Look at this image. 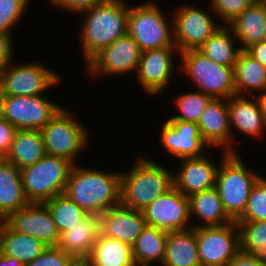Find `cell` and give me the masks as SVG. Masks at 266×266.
<instances>
[{
    "instance_id": "obj_2",
    "label": "cell",
    "mask_w": 266,
    "mask_h": 266,
    "mask_svg": "<svg viewBox=\"0 0 266 266\" xmlns=\"http://www.w3.org/2000/svg\"><path fill=\"white\" fill-rule=\"evenodd\" d=\"M124 0H103L85 10L80 39L82 53L88 63L102 49L127 34L129 6Z\"/></svg>"
},
{
    "instance_id": "obj_14",
    "label": "cell",
    "mask_w": 266,
    "mask_h": 266,
    "mask_svg": "<svg viewBox=\"0 0 266 266\" xmlns=\"http://www.w3.org/2000/svg\"><path fill=\"white\" fill-rule=\"evenodd\" d=\"M141 50L133 38L126 34L102 49L88 63V72L92 74H122L133 70L137 72Z\"/></svg>"
},
{
    "instance_id": "obj_44",
    "label": "cell",
    "mask_w": 266,
    "mask_h": 266,
    "mask_svg": "<svg viewBox=\"0 0 266 266\" xmlns=\"http://www.w3.org/2000/svg\"><path fill=\"white\" fill-rule=\"evenodd\" d=\"M226 266H266L248 253L240 251Z\"/></svg>"
},
{
    "instance_id": "obj_3",
    "label": "cell",
    "mask_w": 266,
    "mask_h": 266,
    "mask_svg": "<svg viewBox=\"0 0 266 266\" xmlns=\"http://www.w3.org/2000/svg\"><path fill=\"white\" fill-rule=\"evenodd\" d=\"M137 159L129 173H121V204L141 211L174 186V174L151 159Z\"/></svg>"
},
{
    "instance_id": "obj_32",
    "label": "cell",
    "mask_w": 266,
    "mask_h": 266,
    "mask_svg": "<svg viewBox=\"0 0 266 266\" xmlns=\"http://www.w3.org/2000/svg\"><path fill=\"white\" fill-rule=\"evenodd\" d=\"M225 24L222 25L211 37H209L198 50L208 59L229 67L234 68L239 54L243 51L241 47L234 48V34ZM233 37V38H232ZM233 39V40H232Z\"/></svg>"
},
{
    "instance_id": "obj_28",
    "label": "cell",
    "mask_w": 266,
    "mask_h": 266,
    "mask_svg": "<svg viewBox=\"0 0 266 266\" xmlns=\"http://www.w3.org/2000/svg\"><path fill=\"white\" fill-rule=\"evenodd\" d=\"M47 247L30 235L14 231L8 224L0 230V252L18 259L24 265L36 259Z\"/></svg>"
},
{
    "instance_id": "obj_24",
    "label": "cell",
    "mask_w": 266,
    "mask_h": 266,
    "mask_svg": "<svg viewBox=\"0 0 266 266\" xmlns=\"http://www.w3.org/2000/svg\"><path fill=\"white\" fill-rule=\"evenodd\" d=\"M162 266H201L196 228L168 232Z\"/></svg>"
},
{
    "instance_id": "obj_31",
    "label": "cell",
    "mask_w": 266,
    "mask_h": 266,
    "mask_svg": "<svg viewBox=\"0 0 266 266\" xmlns=\"http://www.w3.org/2000/svg\"><path fill=\"white\" fill-rule=\"evenodd\" d=\"M167 234L168 232L146 225L132 246L135 266H149L152 261H158L162 265Z\"/></svg>"
},
{
    "instance_id": "obj_23",
    "label": "cell",
    "mask_w": 266,
    "mask_h": 266,
    "mask_svg": "<svg viewBox=\"0 0 266 266\" xmlns=\"http://www.w3.org/2000/svg\"><path fill=\"white\" fill-rule=\"evenodd\" d=\"M228 27L235 38L239 39L242 50L266 40V0H256Z\"/></svg>"
},
{
    "instance_id": "obj_17",
    "label": "cell",
    "mask_w": 266,
    "mask_h": 266,
    "mask_svg": "<svg viewBox=\"0 0 266 266\" xmlns=\"http://www.w3.org/2000/svg\"><path fill=\"white\" fill-rule=\"evenodd\" d=\"M177 46L152 49L141 52L137 76L142 88L150 95H158L165 90L173 70V53Z\"/></svg>"
},
{
    "instance_id": "obj_1",
    "label": "cell",
    "mask_w": 266,
    "mask_h": 266,
    "mask_svg": "<svg viewBox=\"0 0 266 266\" xmlns=\"http://www.w3.org/2000/svg\"><path fill=\"white\" fill-rule=\"evenodd\" d=\"M64 194L88 214L101 215L121 204V174L74 164Z\"/></svg>"
},
{
    "instance_id": "obj_40",
    "label": "cell",
    "mask_w": 266,
    "mask_h": 266,
    "mask_svg": "<svg viewBox=\"0 0 266 266\" xmlns=\"http://www.w3.org/2000/svg\"><path fill=\"white\" fill-rule=\"evenodd\" d=\"M16 128L0 115V159L8 155Z\"/></svg>"
},
{
    "instance_id": "obj_5",
    "label": "cell",
    "mask_w": 266,
    "mask_h": 266,
    "mask_svg": "<svg viewBox=\"0 0 266 266\" xmlns=\"http://www.w3.org/2000/svg\"><path fill=\"white\" fill-rule=\"evenodd\" d=\"M73 163L46 154L32 166L20 170L24 194L29 203H45L64 193Z\"/></svg>"
},
{
    "instance_id": "obj_36",
    "label": "cell",
    "mask_w": 266,
    "mask_h": 266,
    "mask_svg": "<svg viewBox=\"0 0 266 266\" xmlns=\"http://www.w3.org/2000/svg\"><path fill=\"white\" fill-rule=\"evenodd\" d=\"M266 220V178L260 177L252 187L244 213L236 221Z\"/></svg>"
},
{
    "instance_id": "obj_33",
    "label": "cell",
    "mask_w": 266,
    "mask_h": 266,
    "mask_svg": "<svg viewBox=\"0 0 266 266\" xmlns=\"http://www.w3.org/2000/svg\"><path fill=\"white\" fill-rule=\"evenodd\" d=\"M236 222L240 233V251L266 265V220Z\"/></svg>"
},
{
    "instance_id": "obj_18",
    "label": "cell",
    "mask_w": 266,
    "mask_h": 266,
    "mask_svg": "<svg viewBox=\"0 0 266 266\" xmlns=\"http://www.w3.org/2000/svg\"><path fill=\"white\" fill-rule=\"evenodd\" d=\"M197 124L202 138L209 147L221 145L222 150L236 153L234 148L230 147L234 135L230 127L228 99L213 98L203 110Z\"/></svg>"
},
{
    "instance_id": "obj_41",
    "label": "cell",
    "mask_w": 266,
    "mask_h": 266,
    "mask_svg": "<svg viewBox=\"0 0 266 266\" xmlns=\"http://www.w3.org/2000/svg\"><path fill=\"white\" fill-rule=\"evenodd\" d=\"M52 5L75 13H82L85 10L96 6L103 0H50Z\"/></svg>"
},
{
    "instance_id": "obj_43",
    "label": "cell",
    "mask_w": 266,
    "mask_h": 266,
    "mask_svg": "<svg viewBox=\"0 0 266 266\" xmlns=\"http://www.w3.org/2000/svg\"><path fill=\"white\" fill-rule=\"evenodd\" d=\"M253 59L266 67V40L255 43L244 50Z\"/></svg>"
},
{
    "instance_id": "obj_19",
    "label": "cell",
    "mask_w": 266,
    "mask_h": 266,
    "mask_svg": "<svg viewBox=\"0 0 266 266\" xmlns=\"http://www.w3.org/2000/svg\"><path fill=\"white\" fill-rule=\"evenodd\" d=\"M99 220L100 234L120 240L131 247L147 225L142 211L122 204L99 215Z\"/></svg>"
},
{
    "instance_id": "obj_37",
    "label": "cell",
    "mask_w": 266,
    "mask_h": 266,
    "mask_svg": "<svg viewBox=\"0 0 266 266\" xmlns=\"http://www.w3.org/2000/svg\"><path fill=\"white\" fill-rule=\"evenodd\" d=\"M29 0H0V32L11 34V28L23 17Z\"/></svg>"
},
{
    "instance_id": "obj_46",
    "label": "cell",
    "mask_w": 266,
    "mask_h": 266,
    "mask_svg": "<svg viewBox=\"0 0 266 266\" xmlns=\"http://www.w3.org/2000/svg\"><path fill=\"white\" fill-rule=\"evenodd\" d=\"M66 266H91L88 258H76L72 257Z\"/></svg>"
},
{
    "instance_id": "obj_12",
    "label": "cell",
    "mask_w": 266,
    "mask_h": 266,
    "mask_svg": "<svg viewBox=\"0 0 266 266\" xmlns=\"http://www.w3.org/2000/svg\"><path fill=\"white\" fill-rule=\"evenodd\" d=\"M141 211L148 226L165 232L192 228L187 224L191 220L189 198L174 186Z\"/></svg>"
},
{
    "instance_id": "obj_26",
    "label": "cell",
    "mask_w": 266,
    "mask_h": 266,
    "mask_svg": "<svg viewBox=\"0 0 266 266\" xmlns=\"http://www.w3.org/2000/svg\"><path fill=\"white\" fill-rule=\"evenodd\" d=\"M46 154L39 130H16L11 149L5 159L21 170L32 166Z\"/></svg>"
},
{
    "instance_id": "obj_38",
    "label": "cell",
    "mask_w": 266,
    "mask_h": 266,
    "mask_svg": "<svg viewBox=\"0 0 266 266\" xmlns=\"http://www.w3.org/2000/svg\"><path fill=\"white\" fill-rule=\"evenodd\" d=\"M255 1L256 0H212L210 4L216 14L224 20L223 23L229 24Z\"/></svg>"
},
{
    "instance_id": "obj_29",
    "label": "cell",
    "mask_w": 266,
    "mask_h": 266,
    "mask_svg": "<svg viewBox=\"0 0 266 266\" xmlns=\"http://www.w3.org/2000/svg\"><path fill=\"white\" fill-rule=\"evenodd\" d=\"M234 83L237 95L243 96L246 90L250 97H254V92L263 94L266 92V67L243 50L234 66Z\"/></svg>"
},
{
    "instance_id": "obj_22",
    "label": "cell",
    "mask_w": 266,
    "mask_h": 266,
    "mask_svg": "<svg viewBox=\"0 0 266 266\" xmlns=\"http://www.w3.org/2000/svg\"><path fill=\"white\" fill-rule=\"evenodd\" d=\"M254 99H248L246 94L243 96L234 95L228 99L231 131H233L232 127H234L241 133L253 137L260 136L265 131L266 124L259 99L256 95Z\"/></svg>"
},
{
    "instance_id": "obj_4",
    "label": "cell",
    "mask_w": 266,
    "mask_h": 266,
    "mask_svg": "<svg viewBox=\"0 0 266 266\" xmlns=\"http://www.w3.org/2000/svg\"><path fill=\"white\" fill-rule=\"evenodd\" d=\"M220 168L216 175L215 188L228 216L236 221L247 205L250 192L261 175L256 174L243 163L240 155L223 151Z\"/></svg>"
},
{
    "instance_id": "obj_30",
    "label": "cell",
    "mask_w": 266,
    "mask_h": 266,
    "mask_svg": "<svg viewBox=\"0 0 266 266\" xmlns=\"http://www.w3.org/2000/svg\"><path fill=\"white\" fill-rule=\"evenodd\" d=\"M88 260L91 266H135L130 245L102 234H99Z\"/></svg>"
},
{
    "instance_id": "obj_11",
    "label": "cell",
    "mask_w": 266,
    "mask_h": 266,
    "mask_svg": "<svg viewBox=\"0 0 266 266\" xmlns=\"http://www.w3.org/2000/svg\"><path fill=\"white\" fill-rule=\"evenodd\" d=\"M201 266H226L240 252V233L236 221L224 226L196 228Z\"/></svg>"
},
{
    "instance_id": "obj_10",
    "label": "cell",
    "mask_w": 266,
    "mask_h": 266,
    "mask_svg": "<svg viewBox=\"0 0 266 266\" xmlns=\"http://www.w3.org/2000/svg\"><path fill=\"white\" fill-rule=\"evenodd\" d=\"M59 81V75L40 63L14 67L10 62L0 70V95L38 96Z\"/></svg>"
},
{
    "instance_id": "obj_42",
    "label": "cell",
    "mask_w": 266,
    "mask_h": 266,
    "mask_svg": "<svg viewBox=\"0 0 266 266\" xmlns=\"http://www.w3.org/2000/svg\"><path fill=\"white\" fill-rule=\"evenodd\" d=\"M12 35L0 32V70L12 62L13 45Z\"/></svg>"
},
{
    "instance_id": "obj_20",
    "label": "cell",
    "mask_w": 266,
    "mask_h": 266,
    "mask_svg": "<svg viewBox=\"0 0 266 266\" xmlns=\"http://www.w3.org/2000/svg\"><path fill=\"white\" fill-rule=\"evenodd\" d=\"M210 161L206 155L181 159L180 172L173 175L174 187L186 197L214 188L219 167Z\"/></svg>"
},
{
    "instance_id": "obj_47",
    "label": "cell",
    "mask_w": 266,
    "mask_h": 266,
    "mask_svg": "<svg viewBox=\"0 0 266 266\" xmlns=\"http://www.w3.org/2000/svg\"><path fill=\"white\" fill-rule=\"evenodd\" d=\"M256 96L259 99V104L261 107L262 115H263V118L266 124V92L260 95L257 94Z\"/></svg>"
},
{
    "instance_id": "obj_7",
    "label": "cell",
    "mask_w": 266,
    "mask_h": 266,
    "mask_svg": "<svg viewBox=\"0 0 266 266\" xmlns=\"http://www.w3.org/2000/svg\"><path fill=\"white\" fill-rule=\"evenodd\" d=\"M164 13L156 3H142L129 7L127 18V34L139 45L142 52L160 49L174 44L172 29L164 17Z\"/></svg>"
},
{
    "instance_id": "obj_34",
    "label": "cell",
    "mask_w": 266,
    "mask_h": 266,
    "mask_svg": "<svg viewBox=\"0 0 266 266\" xmlns=\"http://www.w3.org/2000/svg\"><path fill=\"white\" fill-rule=\"evenodd\" d=\"M44 204L48 207L60 234L89 215L64 193L58 194Z\"/></svg>"
},
{
    "instance_id": "obj_21",
    "label": "cell",
    "mask_w": 266,
    "mask_h": 266,
    "mask_svg": "<svg viewBox=\"0 0 266 266\" xmlns=\"http://www.w3.org/2000/svg\"><path fill=\"white\" fill-rule=\"evenodd\" d=\"M100 234L99 215L89 214L60 234L57 247L71 257L88 258Z\"/></svg>"
},
{
    "instance_id": "obj_35",
    "label": "cell",
    "mask_w": 266,
    "mask_h": 266,
    "mask_svg": "<svg viewBox=\"0 0 266 266\" xmlns=\"http://www.w3.org/2000/svg\"><path fill=\"white\" fill-rule=\"evenodd\" d=\"M175 104L180 114L170 117L167 120H181L185 122L198 123L201 114L207 104L213 99L200 91L189 92L177 96Z\"/></svg>"
},
{
    "instance_id": "obj_48",
    "label": "cell",
    "mask_w": 266,
    "mask_h": 266,
    "mask_svg": "<svg viewBox=\"0 0 266 266\" xmlns=\"http://www.w3.org/2000/svg\"><path fill=\"white\" fill-rule=\"evenodd\" d=\"M7 225V217L4 213L0 210V230Z\"/></svg>"
},
{
    "instance_id": "obj_25",
    "label": "cell",
    "mask_w": 266,
    "mask_h": 266,
    "mask_svg": "<svg viewBox=\"0 0 266 266\" xmlns=\"http://www.w3.org/2000/svg\"><path fill=\"white\" fill-rule=\"evenodd\" d=\"M28 204L20 170L6 159H0V210L8 218Z\"/></svg>"
},
{
    "instance_id": "obj_16",
    "label": "cell",
    "mask_w": 266,
    "mask_h": 266,
    "mask_svg": "<svg viewBox=\"0 0 266 266\" xmlns=\"http://www.w3.org/2000/svg\"><path fill=\"white\" fill-rule=\"evenodd\" d=\"M160 134L164 149L180 160L203 156L202 151L208 145L194 122L166 120Z\"/></svg>"
},
{
    "instance_id": "obj_9",
    "label": "cell",
    "mask_w": 266,
    "mask_h": 266,
    "mask_svg": "<svg viewBox=\"0 0 266 266\" xmlns=\"http://www.w3.org/2000/svg\"><path fill=\"white\" fill-rule=\"evenodd\" d=\"M62 108L42 95H0V115L17 130H41Z\"/></svg>"
},
{
    "instance_id": "obj_39",
    "label": "cell",
    "mask_w": 266,
    "mask_h": 266,
    "mask_svg": "<svg viewBox=\"0 0 266 266\" xmlns=\"http://www.w3.org/2000/svg\"><path fill=\"white\" fill-rule=\"evenodd\" d=\"M71 258L57 246L47 247L42 254L25 266H66Z\"/></svg>"
},
{
    "instance_id": "obj_6",
    "label": "cell",
    "mask_w": 266,
    "mask_h": 266,
    "mask_svg": "<svg viewBox=\"0 0 266 266\" xmlns=\"http://www.w3.org/2000/svg\"><path fill=\"white\" fill-rule=\"evenodd\" d=\"M182 67L190 76L199 91L212 98H225L237 95L234 83V68L218 64L208 59L198 49L179 53Z\"/></svg>"
},
{
    "instance_id": "obj_15",
    "label": "cell",
    "mask_w": 266,
    "mask_h": 266,
    "mask_svg": "<svg viewBox=\"0 0 266 266\" xmlns=\"http://www.w3.org/2000/svg\"><path fill=\"white\" fill-rule=\"evenodd\" d=\"M7 224L16 232L30 235L48 247H56L60 233L53 217L44 203H29L12 213Z\"/></svg>"
},
{
    "instance_id": "obj_13",
    "label": "cell",
    "mask_w": 266,
    "mask_h": 266,
    "mask_svg": "<svg viewBox=\"0 0 266 266\" xmlns=\"http://www.w3.org/2000/svg\"><path fill=\"white\" fill-rule=\"evenodd\" d=\"M174 14L173 40L179 53L198 49L222 26L216 25L213 18L197 6L183 5Z\"/></svg>"
},
{
    "instance_id": "obj_45",
    "label": "cell",
    "mask_w": 266,
    "mask_h": 266,
    "mask_svg": "<svg viewBox=\"0 0 266 266\" xmlns=\"http://www.w3.org/2000/svg\"><path fill=\"white\" fill-rule=\"evenodd\" d=\"M0 266H25L18 259L6 256L0 252Z\"/></svg>"
},
{
    "instance_id": "obj_27",
    "label": "cell",
    "mask_w": 266,
    "mask_h": 266,
    "mask_svg": "<svg viewBox=\"0 0 266 266\" xmlns=\"http://www.w3.org/2000/svg\"><path fill=\"white\" fill-rule=\"evenodd\" d=\"M189 198L190 218L197 215L204 224H198L193 228L224 226L233 220L225 212L217 189L211 188L191 195Z\"/></svg>"
},
{
    "instance_id": "obj_8",
    "label": "cell",
    "mask_w": 266,
    "mask_h": 266,
    "mask_svg": "<svg viewBox=\"0 0 266 266\" xmlns=\"http://www.w3.org/2000/svg\"><path fill=\"white\" fill-rule=\"evenodd\" d=\"M73 117L69 110L62 107L40 132L48 155L74 164L75 157L87 143L89 132Z\"/></svg>"
}]
</instances>
